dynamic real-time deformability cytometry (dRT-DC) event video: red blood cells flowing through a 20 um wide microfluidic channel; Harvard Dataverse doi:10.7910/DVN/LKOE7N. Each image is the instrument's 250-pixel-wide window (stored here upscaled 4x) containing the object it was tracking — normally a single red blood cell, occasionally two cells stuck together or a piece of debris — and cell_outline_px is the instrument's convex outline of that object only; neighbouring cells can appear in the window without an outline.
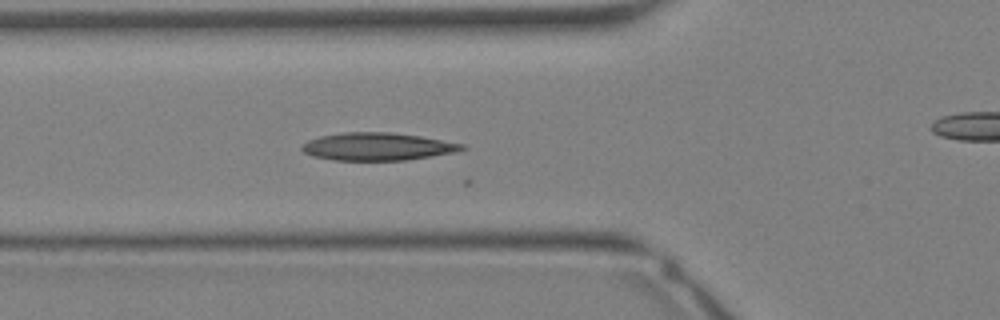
{"species": "Egyptian fruit bat (a non-hibernating species)", "species_latin": "Rousettus aegyptiacus", "temperature_condition": "warm", "stored_images_in_passage": 15, "camera_frame_rate_fps": 3000, "um_per_image_px": 0.085, "animal": {"sex": "female"}, "frame": {"image": 1, "passage_image": 8, "time_ms": 2.333, "image_size_px": [1000, 320], "cell_outline_px": [[468, 148], [460, 152], [404, 160], [332, 160], [312, 156], [304, 152], [300, 148], [308, 140], [320, 136], [344, 132], [392, 132], [420, 136], [464, 144]], "centroid_in_image_um": [32.12, 12.46], "position_along_channel_um": 93.7, "area_um2": 25.95}}
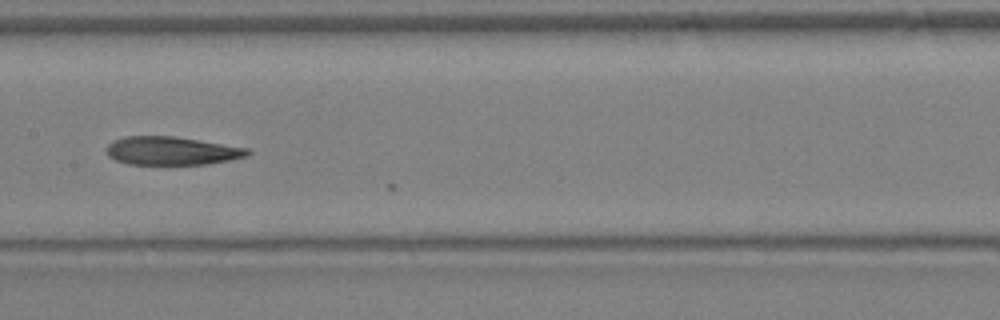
{"frame": {"image": 2, "passage_image": 13, "time_ms": 4.0, "image_size_px": [1000, 320], "cell_outline_px": [[252, 152], [248, 156], [208, 164], [128, 164], [116, 160], [108, 156], [108, 144], [112, 140], [124, 136], [172, 136], [248, 148]], "centroid_in_image_um": [14.58, 12.82], "position_along_channel_um": 192.8, "area_um2": 23.12}}